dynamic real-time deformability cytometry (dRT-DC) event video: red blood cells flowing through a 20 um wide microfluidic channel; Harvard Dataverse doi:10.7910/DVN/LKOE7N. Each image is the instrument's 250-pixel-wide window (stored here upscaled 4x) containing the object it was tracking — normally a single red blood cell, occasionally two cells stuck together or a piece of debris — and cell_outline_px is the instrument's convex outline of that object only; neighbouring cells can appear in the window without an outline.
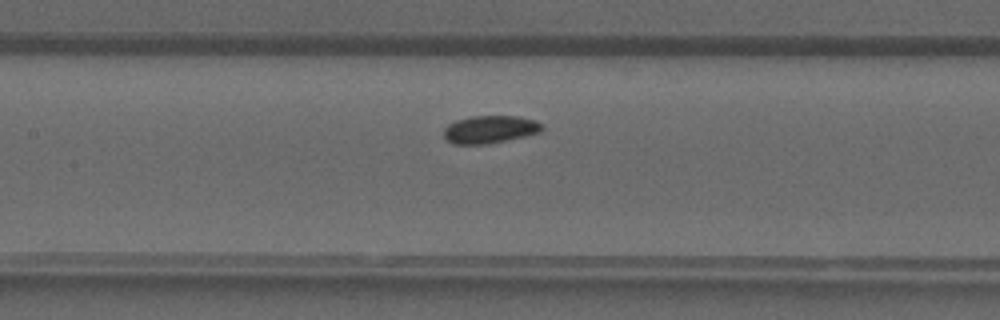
{"species": "common noctule bat (a hibernating species)", "species_latin": "Nyctalus noctula", "temperature_condition": "warm", "stored_images_in_passage": 35, "camera_frame_rate_fps": 3000, "um_per_image_px": 0.085, "animal": {"sex": "male", "forearm_length_mm": 52.5}, "frame": {"image": 1, "passage_image": 14, "time_ms": 4.333, "image_size_px": [1000, 320], "cell_outline_px": [[544, 128], [540, 132], [524, 136], [484, 144], [452, 144], [444, 136], [444, 128], [448, 124], [456, 120], [468, 116], [520, 116], [536, 120], [544, 124]], "centroid_in_image_um": [41.66, 10.98], "position_along_channel_um": 165.7, "area_um2": 15.9}}
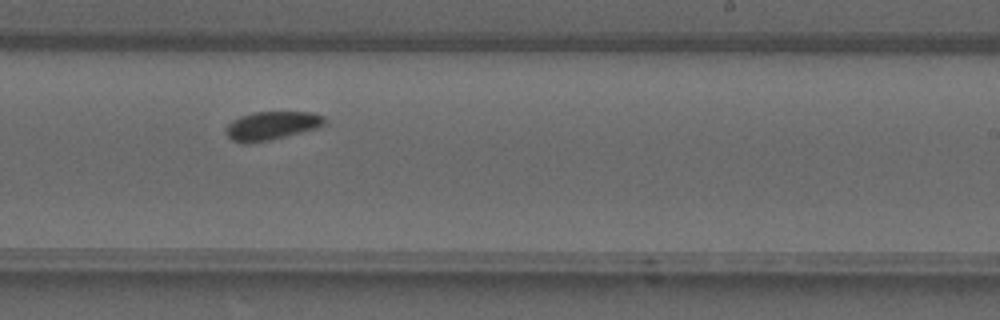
{"frame": {"image": 2, "passage_image": 20, "time_ms": 6.333, "image_size_px": [1000, 320], "cell_outline_px": [[324, 124], [320, 128], [268, 140], [232, 140], [224, 132], [224, 128], [232, 120], [240, 116], [252, 112], [312, 112], [324, 116]], "centroid_in_image_um": [23.13, 10.63], "position_along_channel_um": 265.9, "area_um2": 15.95}}
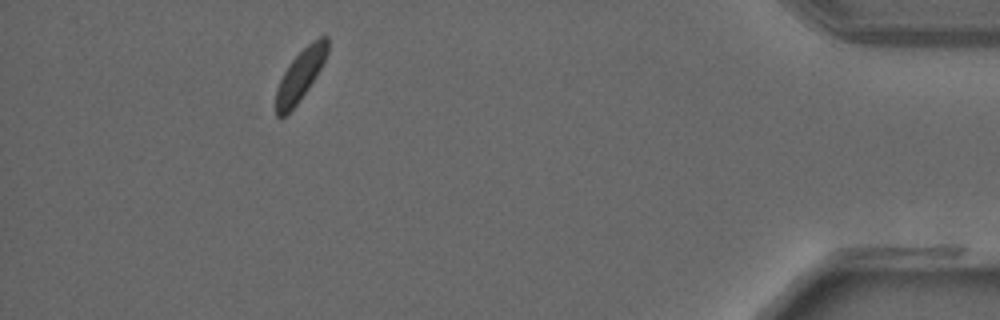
{"frame": {"image": 3, "passage_image": 32, "time_ms": 10.333, "image_size_px": [1000, 320], "cell_outline_px": [[328, 52], [316, 76], [308, 88], [296, 104], [284, 116], [276, 116], [276, 88], [288, 64], [312, 40], [320, 36], [328, 36]], "centroid_in_image_um": [25.53, 6.35], "position_along_channel_um": 409.7, "area_um2": 14.97}}